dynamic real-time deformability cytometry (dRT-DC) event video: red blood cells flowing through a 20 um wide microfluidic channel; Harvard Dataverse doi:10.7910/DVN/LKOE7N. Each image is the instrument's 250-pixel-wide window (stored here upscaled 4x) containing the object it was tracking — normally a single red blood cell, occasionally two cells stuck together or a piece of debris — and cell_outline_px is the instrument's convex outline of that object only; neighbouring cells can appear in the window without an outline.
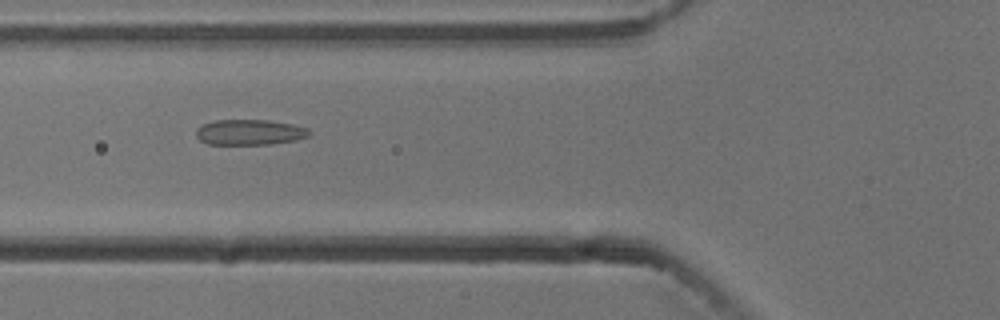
{"species": "common noctule bat (a hibernating species)", "species_latin": "Nyctalus noctula", "temperature_condition": "cold", "stored_images_in_passage": 49, "camera_frame_rate_fps": 3000, "um_per_image_px": 0.085, "animal": {"sex": "male", "body_mass_g": 13.3}, "frame": {"image": 1, "passage_image": 19, "time_ms": 6.0, "image_size_px": [1000, 320], "cell_outline_px": [[312, 132], [308, 136], [296, 140], [272, 144], [208, 144], [200, 140], [196, 136], [196, 128], [204, 124], [216, 120], [268, 120], [292, 124], [308, 128]], "centroid_in_image_um": [21.24, 11.24], "position_along_channel_um": 104.6, "area_um2": 16.82}}
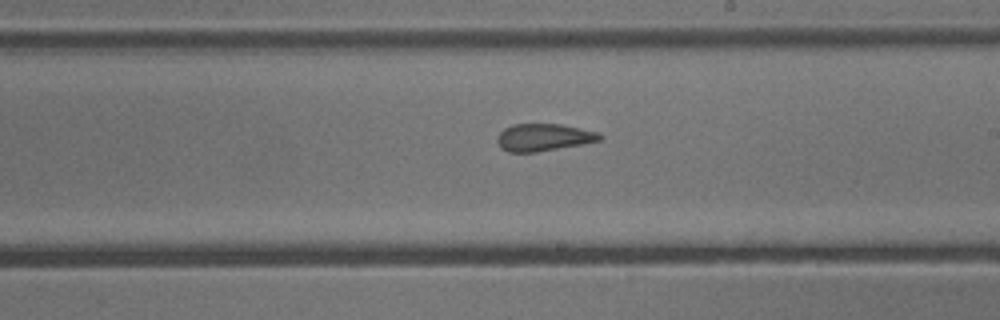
{"frame": {"image": 2, "passage_image": 30, "time_ms": 9.667, "image_size_px": [1000, 320], "cell_outline_px": [[604, 136], [600, 140], [580, 144], [536, 152], [508, 152], [500, 148], [496, 140], [500, 132], [504, 128], [512, 124], [560, 124], [600, 132]], "centroid_in_image_um": [46.19, 11.67], "position_along_channel_um": 242.8, "area_um2": 16.3}}
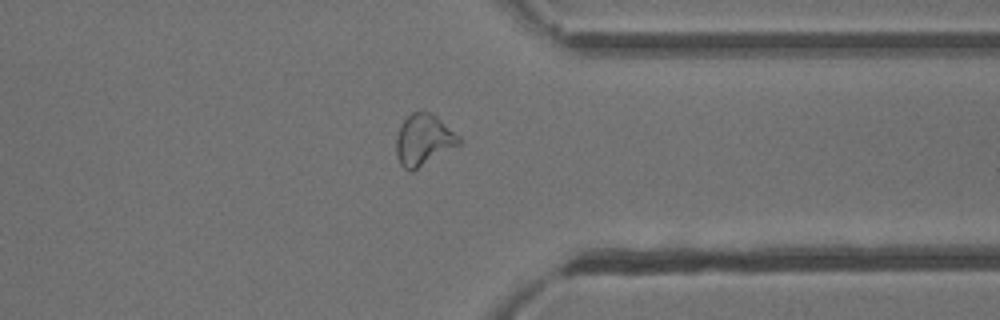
{"frame": {"image": 3, "passage_image": 41, "time_ms": 13.333, "image_size_px": [1000, 320], "cell_outline_px": [[460, 144], [412, 172], [408, 172], [400, 164], [396, 156], [396, 136], [400, 124], [412, 112], [432, 112], [460, 136]], "centroid_in_image_um": [35.98, 11.9], "position_along_channel_um": 375.4, "area_um2": 18.84}}